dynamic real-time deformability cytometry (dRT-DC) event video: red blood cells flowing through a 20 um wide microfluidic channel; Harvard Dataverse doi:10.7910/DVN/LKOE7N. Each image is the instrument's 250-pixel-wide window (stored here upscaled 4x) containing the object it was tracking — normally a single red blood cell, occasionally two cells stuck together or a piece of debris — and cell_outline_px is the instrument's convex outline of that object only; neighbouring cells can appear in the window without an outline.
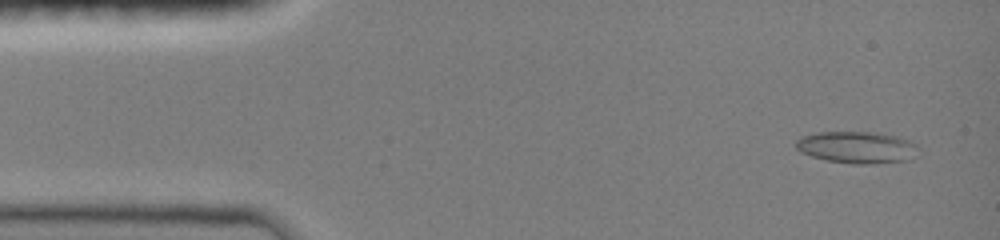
{"species": "common noctule bat (a hibernating species)", "species_latin": "Nyctalus noctula", "temperature_condition": "room temperature", "stored_images_in_passage": 46, "camera_frame_rate_fps": 3000, "um_per_image_px": 0.085, "animal": {"sex": "female", "body_mass_g": 19.0, "forearm_length_mm": 51.5}, "frame": {"image": 1, "passage_image": 2, "time_ms": 0.333, "image_size_px": [1000, 240], "cell_outline_px": [[916, 148], [908, 160], [872, 164], [852, 164], [828, 160], [812, 156], [800, 152], [796, 148], [796, 140], [800, 136], [816, 132], [868, 132], [900, 136], [916, 144]], "centroid_in_image_um": [72.77, 12.51], "position_along_channel_um": 12.2, "area_um2": 22.54}}
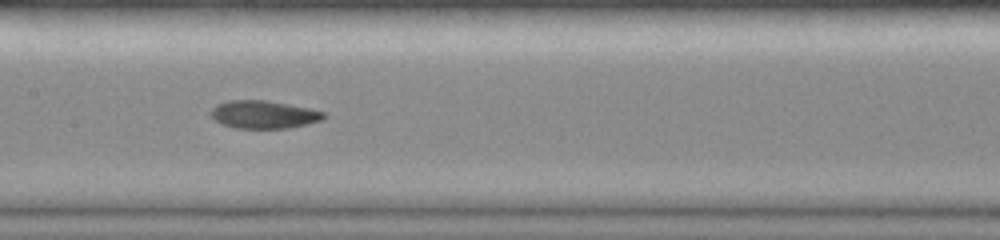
{"frame": {"image": 2, "passage_image": 22, "time_ms": 7.0, "image_size_px": [1000, 240], "cell_outline_px": [[328, 116], [324, 120], [288, 128], [236, 128], [224, 124], [216, 120], [212, 116], [212, 108], [216, 104], [228, 100], [264, 100], [288, 104], [308, 108], [324, 112]], "centroid_in_image_um": [22.46, 9.73], "position_along_channel_um": 184.9, "area_um2": 18.21}}
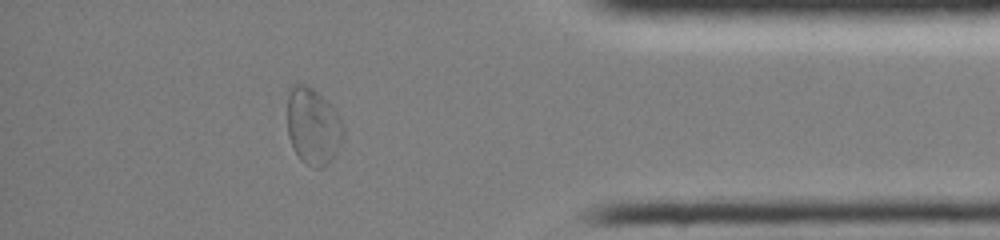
{"frame": {"image": 3, "passage_image": 40, "time_ms": 13.0, "image_size_px": [1000, 240], "cell_outline_px": [[344, 136], [336, 156], [328, 164], [320, 168], [312, 168], [300, 160], [288, 136], [288, 92], [292, 84], [308, 84], [332, 108], [340, 120], [344, 128]], "centroid_in_image_um": [26.61, 10.78], "position_along_channel_um": 408.6, "area_um2": 24.97}}